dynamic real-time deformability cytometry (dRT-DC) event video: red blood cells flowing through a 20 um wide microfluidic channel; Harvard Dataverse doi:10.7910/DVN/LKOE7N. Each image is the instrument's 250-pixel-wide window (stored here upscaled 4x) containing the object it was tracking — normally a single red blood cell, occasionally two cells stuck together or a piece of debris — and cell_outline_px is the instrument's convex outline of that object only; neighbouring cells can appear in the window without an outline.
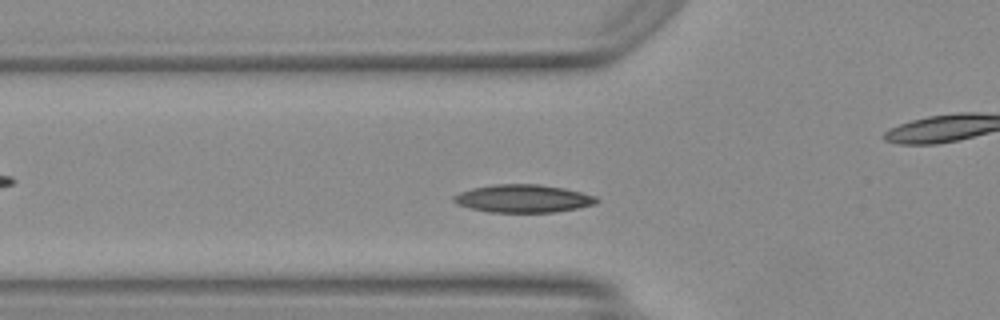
{"species": "Egyptian fruit bat (a non-hibernating species)", "species_latin": "Rousettus aegyptiacus", "temperature_condition": "warm", "stored_images_in_passage": 41, "camera_frame_rate_fps": 3000, "um_per_image_px": 0.085, "animal": {"sex": "female"}, "frame": {"image": 1, "passage_image": 8, "time_ms": 2.333, "image_size_px": [1000, 320], "cell_outline_px": [[600, 200], [596, 204], [556, 212], [488, 212], [456, 204], [452, 200], [452, 196], [460, 192], [472, 188], [496, 184], [540, 184], [564, 188], [596, 196]], "centroid_in_image_um": [44.47, 16.87], "position_along_channel_um": 81.3, "area_um2": 23.24}}
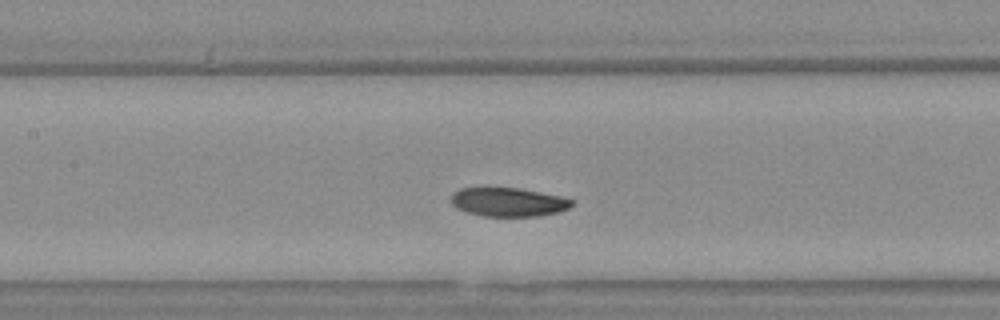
{"frame": {"image": 2, "passage_image": 14, "time_ms": 4.333, "image_size_px": [1000, 320], "cell_outline_px": [[576, 200], [568, 208], [560, 212], [540, 216], [480, 216], [456, 208], [452, 204], [452, 192], [460, 188], [484, 184], [520, 188], [560, 196]], "centroid_in_image_um": [43.15, 17.12], "position_along_channel_um": 164.2, "area_um2": 21.21}}
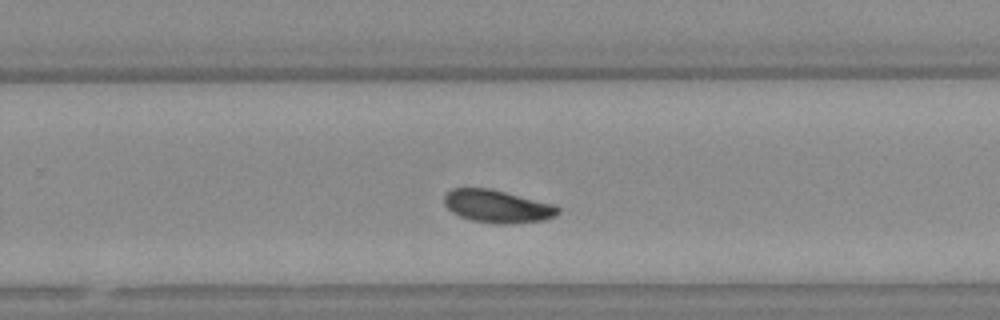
{"frame": {"image": 3, "passage_image": 23, "time_ms": 7.333, "image_size_px": [1000, 320], "cell_outline_px": [[560, 212], [556, 216], [544, 220], [508, 224], [496, 224], [472, 220], [460, 216], [452, 212], [444, 204], [444, 196], [452, 188], [488, 188], [556, 204], [560, 208]], "centroid_in_image_um": [42.31, 17.54], "position_along_channel_um": 287.5, "area_um2": 21.79}, "authors_computed_cell_mechanics": {"area_um2": 21.4438, "velocity_mm_per_s": 4.1388, "shape_relaxation_time_tau1_ms": 2.0795, "shape_relaxation_time_tau2_ms": null, "deformation_change_tau1": 0.0917, "deformation_change_tau2": null}}